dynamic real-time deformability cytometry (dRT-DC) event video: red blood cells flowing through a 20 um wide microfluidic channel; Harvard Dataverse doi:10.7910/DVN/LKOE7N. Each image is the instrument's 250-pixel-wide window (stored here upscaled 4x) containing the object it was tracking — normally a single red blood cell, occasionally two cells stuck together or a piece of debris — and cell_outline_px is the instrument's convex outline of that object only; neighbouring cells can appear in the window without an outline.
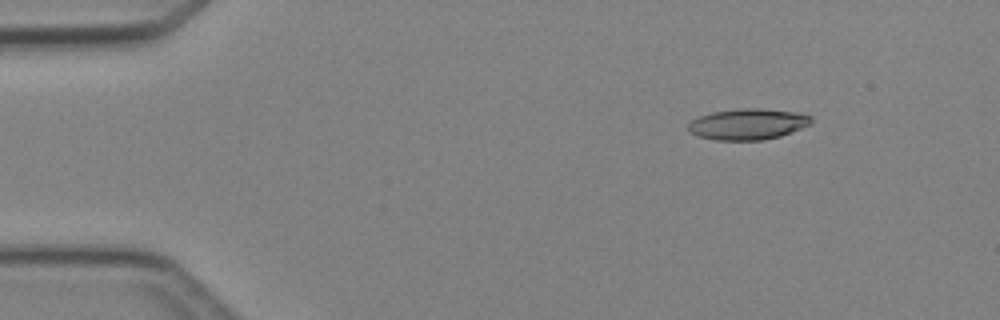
{"species": "Egyptian fruit bat (a non-hibernating species)", "species_latin": "Rousettus aegyptiacus", "temperature_condition": "cold", "stored_images_in_passage": 5, "camera_frame_rate_fps": 3000, "um_per_image_px": 0.085, "animal": {"sex": "female"}, "frame": {"image": 1, "passage_image": 2, "time_ms": 1.0, "image_size_px": [1000, 320], "cell_outline_px": [[812, 124], [780, 136], [764, 140], [716, 140], [700, 136], [692, 132], [688, 128], [688, 124], [692, 120], [700, 116], [712, 112], [740, 108], [760, 108], [804, 112], [812, 116]], "centroid_in_image_um": [63.65, 10.53], "position_along_channel_um": 21.4, "area_um2": 22.37}}